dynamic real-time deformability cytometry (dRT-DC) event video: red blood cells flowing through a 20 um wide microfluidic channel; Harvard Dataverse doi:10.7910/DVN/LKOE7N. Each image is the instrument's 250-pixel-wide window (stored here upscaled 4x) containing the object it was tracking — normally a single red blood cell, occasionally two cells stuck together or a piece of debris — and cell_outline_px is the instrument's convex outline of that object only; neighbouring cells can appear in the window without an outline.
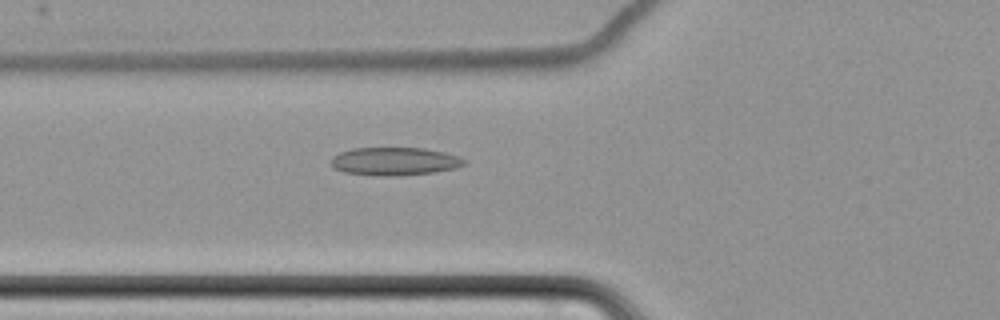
{"species": "common noctule bat (a hibernating species)", "species_latin": "Nyctalus noctula", "temperature_condition": "cold", "stored_images_in_passage": 4, "camera_frame_rate_fps": 3000, "um_per_image_px": 0.085, "animal": {"sex": "female", "body_mass_g": 22.7, "forearm_length_mm": 54.2}, "frame": {"image": 1, "passage_image": 4, "time_ms": 4.333, "image_size_px": [1000, 320], "cell_outline_px": [[468, 164], [456, 168], [436, 172], [396, 176], [372, 176], [344, 172], [332, 168], [332, 156], [340, 152], [352, 148], [424, 148], [444, 152], [460, 156], [468, 160]], "centroid_in_image_um": [33.58, 13.72], "position_along_channel_um": 92.2, "area_um2": 22.2}}